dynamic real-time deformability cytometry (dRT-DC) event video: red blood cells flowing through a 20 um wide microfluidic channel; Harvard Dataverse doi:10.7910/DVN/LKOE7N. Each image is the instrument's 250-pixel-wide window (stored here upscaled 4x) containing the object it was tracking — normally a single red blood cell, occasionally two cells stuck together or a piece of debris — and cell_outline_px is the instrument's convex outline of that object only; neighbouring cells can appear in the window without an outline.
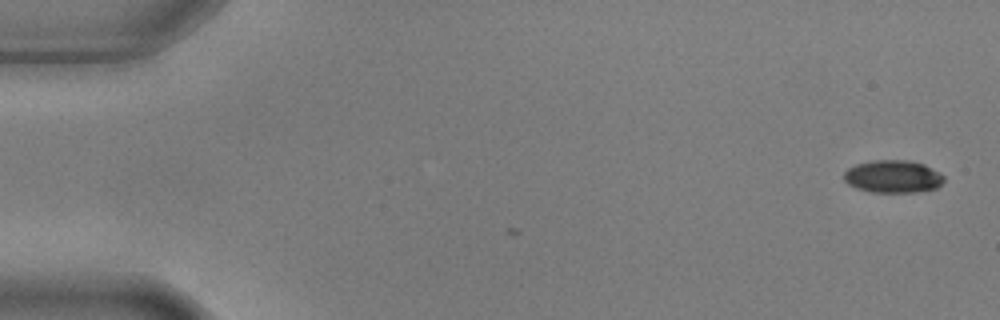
{"species": "common noctule bat (a hibernating species)", "species_latin": "Nyctalus noctula", "temperature_condition": "warm", "stored_images_in_passage": 5, "camera_frame_rate_fps": 3000, "um_per_image_px": 0.085, "animal": {"sex": "male", "body_mass_g": 17.9, "forearm_length_mm": 54.2}, "frame": {"image": 1, "passage_image": 1, "time_ms": 0.0, "image_size_px": [1000, 320], "cell_outline_px": [[944, 180], [936, 188], [916, 192], [872, 192], [856, 188], [848, 184], [844, 180], [844, 172], [848, 168], [856, 164], [872, 160], [908, 160], [924, 164], [940, 172], [944, 176]], "centroid_in_image_um": [75.9, 15.0], "position_along_channel_um": 9.1, "area_um2": 19.07}}
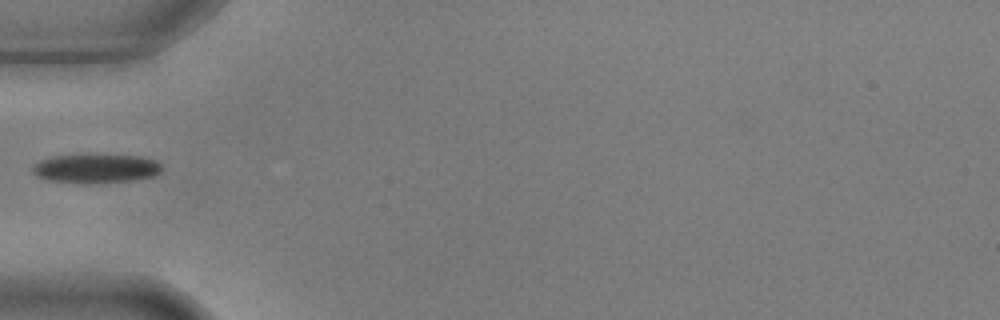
{"frame": {"image": 2, "passage_image": 5, "time_ms": 1.333, "image_size_px": [1000, 320], "cell_outline_px": [[160, 172], [152, 176], [132, 180], [88, 184], [80, 184], [48, 180], [36, 176], [32, 172], [32, 168], [40, 160], [52, 156], [88, 152], [140, 156], [156, 160], [160, 164]], "centroid_in_image_um": [8.1, 14.28], "position_along_channel_um": 76.9, "area_um2": 22.77}}